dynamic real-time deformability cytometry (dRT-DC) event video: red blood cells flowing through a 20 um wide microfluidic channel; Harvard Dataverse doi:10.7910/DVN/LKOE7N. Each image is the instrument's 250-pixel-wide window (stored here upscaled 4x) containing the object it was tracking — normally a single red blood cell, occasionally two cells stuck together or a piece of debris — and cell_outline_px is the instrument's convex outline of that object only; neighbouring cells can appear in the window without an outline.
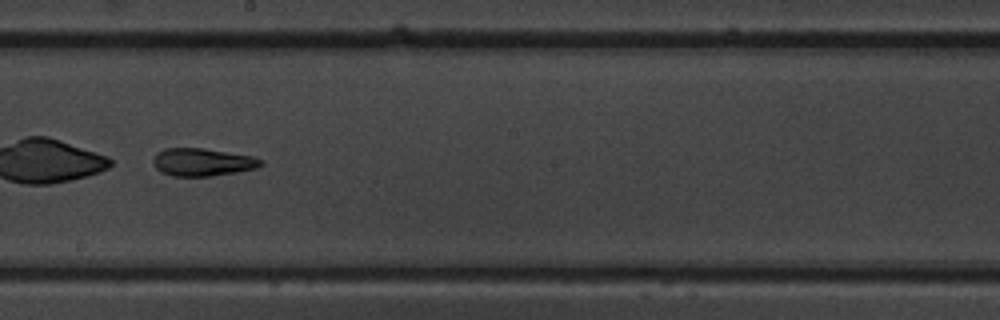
{"species": "common noctule bat (a hibernating species)", "species_latin": "Nyctalus noctula", "temperature_condition": "warm", "stored_images_in_passage": 53, "camera_frame_rate_fps": 3000, "um_per_image_px": 0.085, "animal": {"sex": "male", "body_mass_g": 19.5, "forearm_length_mm": 54.6}, "frame": {"image": 1, "passage_image": 31, "time_ms": 10.0, "image_size_px": [1000, 320], "cell_outline_px": [[264, 164], [256, 168], [236, 172], [212, 176], [172, 176], [160, 172], [152, 164], [152, 160], [156, 152], [164, 148], [204, 148], [252, 156], [264, 160]], "centroid_in_image_um": [17.18, 13.78], "position_along_channel_um": 231.0, "area_um2": 17.63}}